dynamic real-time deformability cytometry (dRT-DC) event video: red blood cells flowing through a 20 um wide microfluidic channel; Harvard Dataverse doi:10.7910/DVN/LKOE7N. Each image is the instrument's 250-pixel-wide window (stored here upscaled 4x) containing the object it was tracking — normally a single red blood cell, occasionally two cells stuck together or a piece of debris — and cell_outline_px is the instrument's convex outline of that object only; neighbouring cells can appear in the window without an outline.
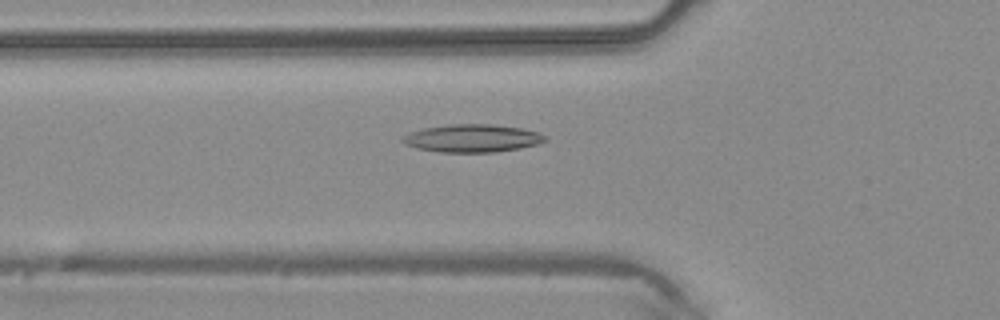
{"species": "common noctule bat (a hibernating species)", "species_latin": "Nyctalus noctula", "temperature_condition": "warm", "stored_images_in_passage": 46, "camera_frame_rate_fps": 3000, "um_per_image_px": 0.085, "animal": {"sex": "male", "body_mass_g": 20.4}, "frame": {"image": 1, "passage_image": 16, "time_ms": 5.0, "image_size_px": [1000, 320], "cell_outline_px": [[548, 140], [540, 144], [520, 148], [496, 152], [440, 152], [416, 148], [404, 144], [400, 140], [408, 132], [424, 128], [448, 124], [492, 124], [520, 128], [540, 132]], "centroid_in_image_um": [40.14, 11.75], "position_along_channel_um": 85.7, "area_um2": 23.29}}
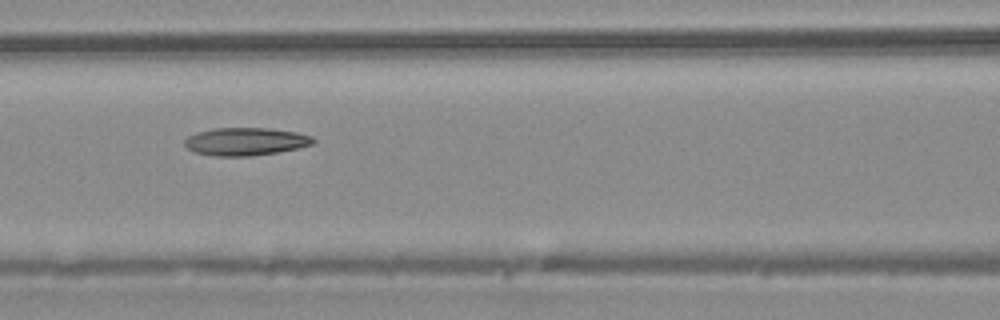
{"frame": {"image": 2, "passage_image": 20, "time_ms": 6.333, "image_size_px": [1000, 320], "cell_outline_px": [[316, 140], [312, 144], [296, 148], [276, 152], [252, 156], [212, 156], [192, 152], [184, 144], [184, 140], [188, 136], [196, 132], [212, 128], [268, 128], [296, 132], [312, 136]], "centroid_in_image_um": [20.82, 12.03], "position_along_channel_um": 145.8, "area_um2": 20.92}}
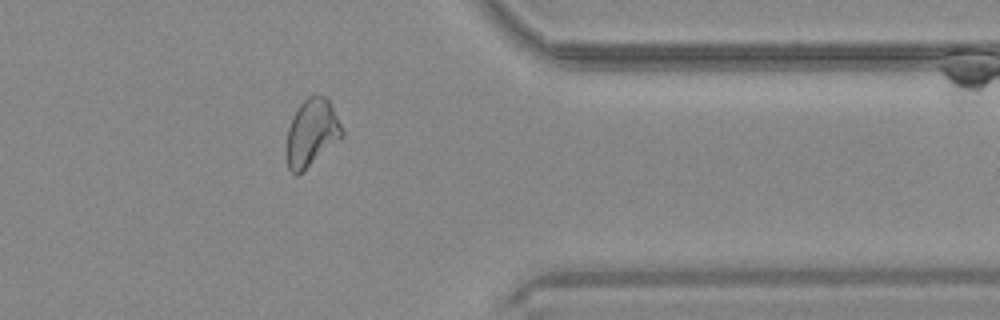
{"frame": {"image": 3, "passage_image": 37, "time_ms": 12.0, "image_size_px": [1000, 320], "cell_outline_px": [[344, 136], [296, 176], [288, 168], [284, 156], [284, 152], [288, 128], [300, 104], [308, 96], [324, 96], [332, 104], [344, 132]], "centroid_in_image_um": [26.47, 11.31], "position_along_channel_um": 384.9, "area_um2": 21.73}}